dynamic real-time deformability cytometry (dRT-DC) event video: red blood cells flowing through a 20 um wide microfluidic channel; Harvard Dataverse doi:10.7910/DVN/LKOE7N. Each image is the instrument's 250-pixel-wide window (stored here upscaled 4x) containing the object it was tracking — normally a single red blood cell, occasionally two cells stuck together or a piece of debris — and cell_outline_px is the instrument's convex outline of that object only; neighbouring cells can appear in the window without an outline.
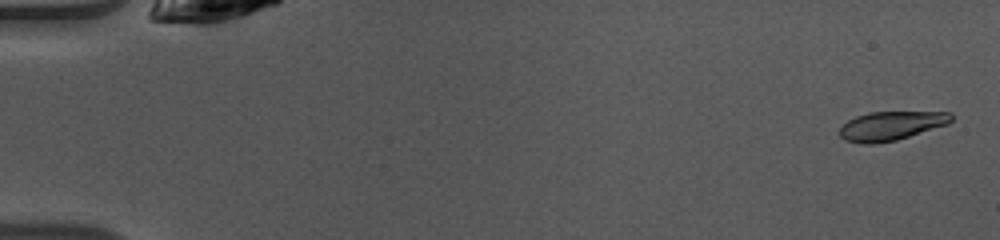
{"species": "common noctule bat (a hibernating species)", "species_latin": "Nyctalus noctula", "temperature_condition": "warm", "stored_images_in_passage": 49, "camera_frame_rate_fps": 3000, "um_per_image_px": 0.085, "animal": {"sex": "female", "body_mass_g": 10.0, "forearm_length_mm": 53.1}, "frame": {"image": 1, "passage_image": 2, "time_ms": 0.333, "image_size_px": [1000, 240], "cell_outline_px": [[952, 120], [948, 124], [896, 140], [876, 144], [864, 144], [844, 140], [840, 136], [840, 128], [848, 120], [856, 116], [868, 112], [952, 112]], "centroid_in_image_um": [75.73, 10.69], "position_along_channel_um": 9.3, "area_um2": 18.79}}
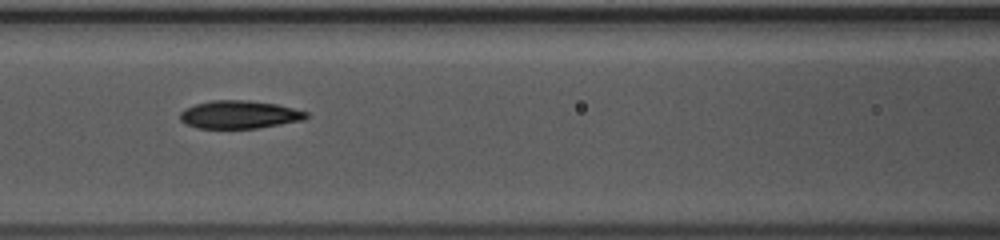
{"frame": {"image": 2, "passage_image": 22, "time_ms": 7.0, "image_size_px": [1000, 240], "cell_outline_px": [[308, 116], [304, 120], [256, 128], [200, 128], [188, 124], [180, 120], [180, 112], [184, 108], [196, 104], [212, 100], [248, 100], [276, 104], [308, 112]], "centroid_in_image_um": [20.34, 9.73], "position_along_channel_um": 146.3, "area_um2": 20.4}}
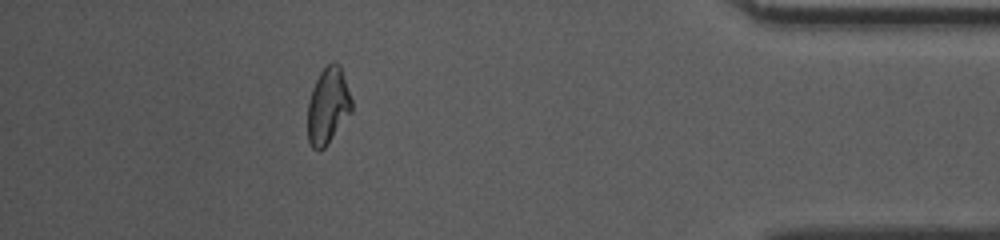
{"frame": {"image": 3, "passage_image": 44, "time_ms": 14.333, "image_size_px": [1000, 240], "cell_outline_px": [[352, 112], [324, 148], [320, 152], [316, 152], [312, 148], [308, 140], [308, 104], [312, 88], [320, 72], [332, 60], [340, 64], [352, 100]], "centroid_in_image_um": [27.88, 9.01], "position_along_channel_um": 407.3, "area_um2": 19.71}, "authors_computed_cell_mechanics": {"area_um2": 20.1144, "velocity_mm_per_s": 4.1242, "shape_relaxation_time_tau1_ms": 4.1284, "shape_relaxation_time_tau2_ms": 3.6173, "deformation_change_tau1": 0.1402, "deformation_change_tau2": 0.0698}}